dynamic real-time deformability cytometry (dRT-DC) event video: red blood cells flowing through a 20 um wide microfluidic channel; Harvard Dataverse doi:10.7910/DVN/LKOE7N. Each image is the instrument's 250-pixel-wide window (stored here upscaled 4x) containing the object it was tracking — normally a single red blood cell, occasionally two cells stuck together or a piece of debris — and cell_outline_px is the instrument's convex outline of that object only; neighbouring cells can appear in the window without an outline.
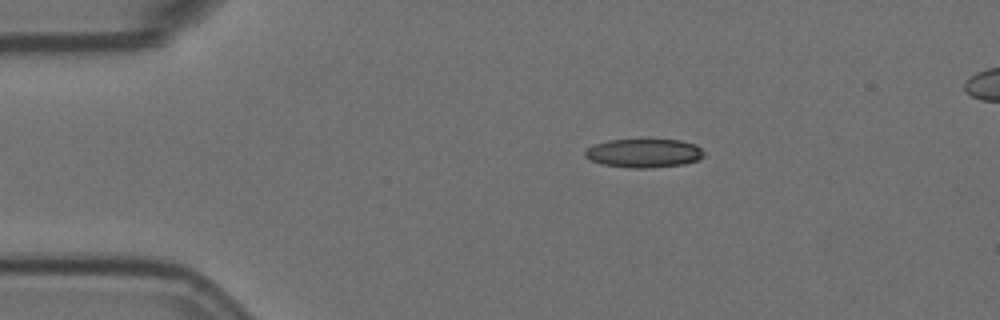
{"species": "Egyptian fruit bat (a non-hibernating species)", "species_latin": "Rousettus aegyptiacus", "temperature_condition": "room temperature", "stored_images_in_passage": 4, "camera_frame_rate_fps": 3000, "um_per_image_px": 0.085, "animal": {"sex": "female"}, "frame": {"image": 1, "passage_image": 1, "time_ms": 0.0, "image_size_px": [1000, 320], "cell_outline_px": [[704, 156], [696, 160], [684, 164], [648, 168], [628, 168], [604, 164], [592, 160], [584, 156], [584, 152], [588, 148], [596, 144], [608, 140], [680, 140], [696, 144], [704, 152]], "centroid_in_image_um": [54.75, 13.02], "position_along_channel_um": 30.3, "area_um2": 19.71}}
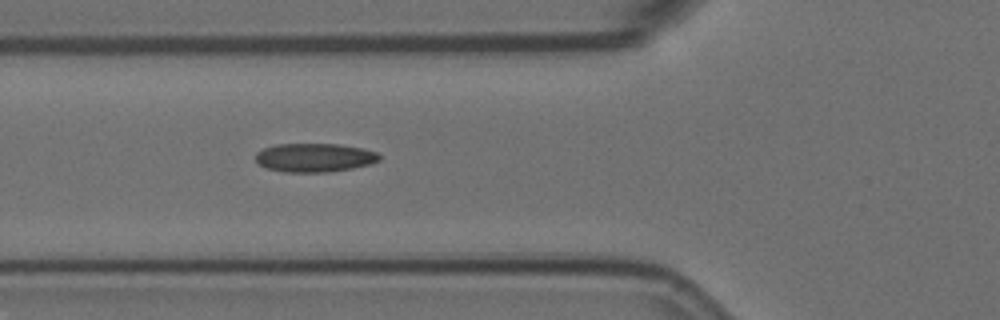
{"frame": {"image": 2, "passage_image": 4, "time_ms": 1.0, "image_size_px": [1000, 320], "cell_outline_px": [[380, 160], [368, 164], [352, 168], [328, 172], [284, 172], [264, 168], [256, 160], [256, 152], [264, 148], [276, 144], [336, 144], [360, 148], [376, 152], [380, 156]], "centroid_in_image_um": [26.69, 13.4], "position_along_channel_um": 99.1, "area_um2": 20.58}}